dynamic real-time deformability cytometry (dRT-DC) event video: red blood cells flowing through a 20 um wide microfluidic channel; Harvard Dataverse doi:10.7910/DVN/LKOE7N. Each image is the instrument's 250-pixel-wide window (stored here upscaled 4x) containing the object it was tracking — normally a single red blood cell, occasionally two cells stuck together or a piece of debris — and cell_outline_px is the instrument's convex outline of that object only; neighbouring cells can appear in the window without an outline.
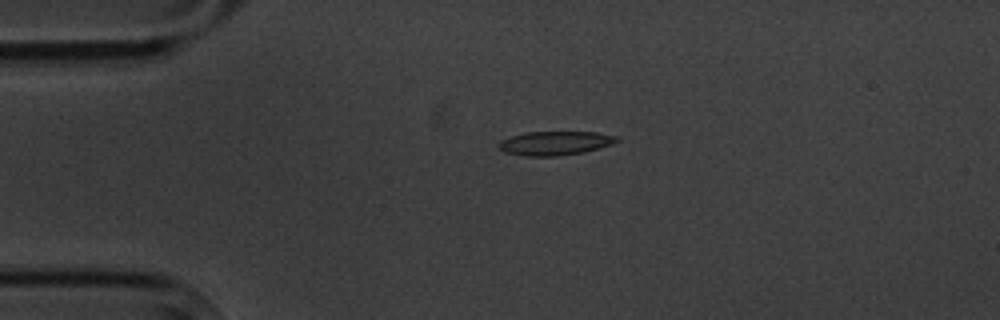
{"species": "common noctule bat (a hibernating species)", "species_latin": "Nyctalus noctula", "temperature_condition": "cold", "stored_images_in_passage": 2, "camera_frame_rate_fps": 3000, "um_per_image_px": 0.085, "animal": {"sex": "male", "body_mass_g": 20.1, "forearm_length_mm": 53.5}, "frame": {"image": 1, "passage_image": 1, "time_ms": 0.0, "image_size_px": [1000, 320], "cell_outline_px": [[620, 140], [612, 144], [600, 148], [584, 152], [556, 156], [524, 156], [504, 152], [496, 144], [500, 140], [512, 136], [528, 132], [596, 132], [620, 136]], "centroid_in_image_um": [47.21, 12.17], "position_along_channel_um": 37.8, "area_um2": 16.59}}